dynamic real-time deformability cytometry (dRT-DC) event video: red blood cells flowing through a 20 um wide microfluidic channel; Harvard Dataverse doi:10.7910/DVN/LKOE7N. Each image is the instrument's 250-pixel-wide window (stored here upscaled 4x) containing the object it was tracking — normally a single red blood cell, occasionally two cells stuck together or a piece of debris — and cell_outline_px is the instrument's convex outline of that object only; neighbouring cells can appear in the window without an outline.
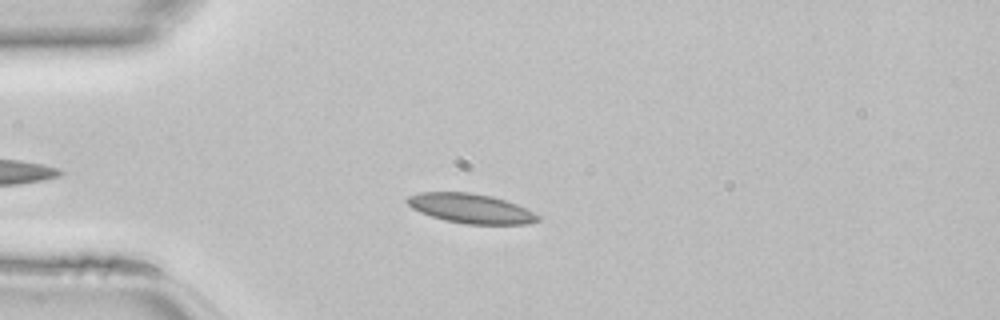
{"species": "common noctule bat (a hibernating species)", "species_latin": "Nyctalus noctula", "temperature_condition": "room temperature", "stored_images_in_passage": 33, "camera_frame_rate_fps": 3000, "um_per_image_px": 0.085, "animal": {"sex": "female", "body_mass_g": 22.7, "forearm_length_mm": 54.2}, "frame": {"image": 1, "passage_image": 8, "time_ms": 2.333, "image_size_px": [1000, 320], "cell_outline_px": [[540, 220], [528, 224], [464, 224], [444, 220], [420, 212], [412, 208], [404, 200], [408, 196], [420, 192], [468, 192], [492, 196], [516, 204], [540, 216]], "centroid_in_image_um": [39.99, 17.72], "position_along_channel_um": 45.0, "area_um2": 22.43}}
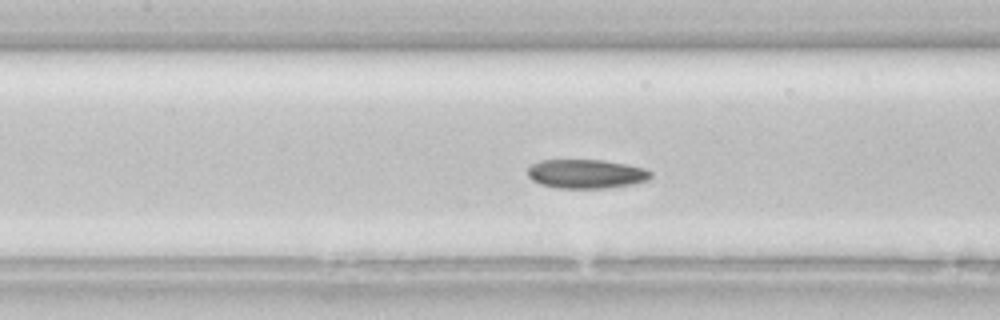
{"frame": {"image": 2, "passage_image": 17, "time_ms": 5.333, "image_size_px": [1000, 320], "cell_outline_px": [[652, 176], [648, 180], [632, 184], [604, 188], [556, 188], [540, 184], [532, 180], [528, 176], [528, 168], [532, 164], [540, 160], [604, 160], [628, 164], [644, 168], [652, 172]], "centroid_in_image_um": [49.83, 14.77], "position_along_channel_um": 157.6, "area_um2": 20.92}}
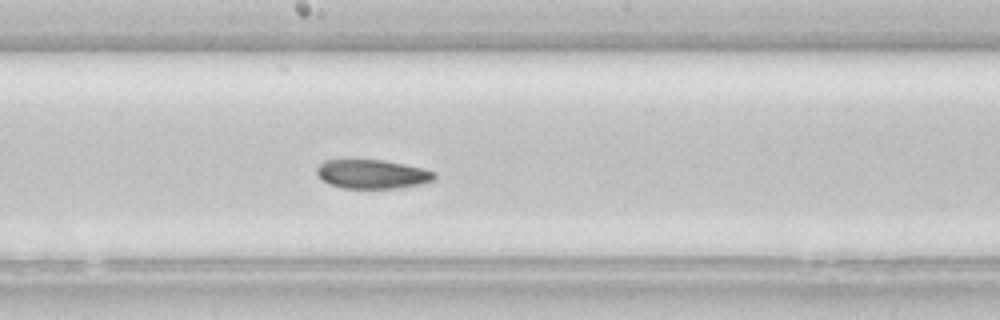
{"frame": {"image": 3, "passage_image": 21, "time_ms": 6.667, "image_size_px": [1000, 320], "cell_outline_px": [[436, 180], [424, 184], [396, 188], [344, 188], [328, 184], [316, 172], [316, 168], [324, 160], [384, 160], [424, 168], [436, 172]], "centroid_in_image_um": [31.7, 14.8], "position_along_channel_um": 216.5, "area_um2": 20.0}}